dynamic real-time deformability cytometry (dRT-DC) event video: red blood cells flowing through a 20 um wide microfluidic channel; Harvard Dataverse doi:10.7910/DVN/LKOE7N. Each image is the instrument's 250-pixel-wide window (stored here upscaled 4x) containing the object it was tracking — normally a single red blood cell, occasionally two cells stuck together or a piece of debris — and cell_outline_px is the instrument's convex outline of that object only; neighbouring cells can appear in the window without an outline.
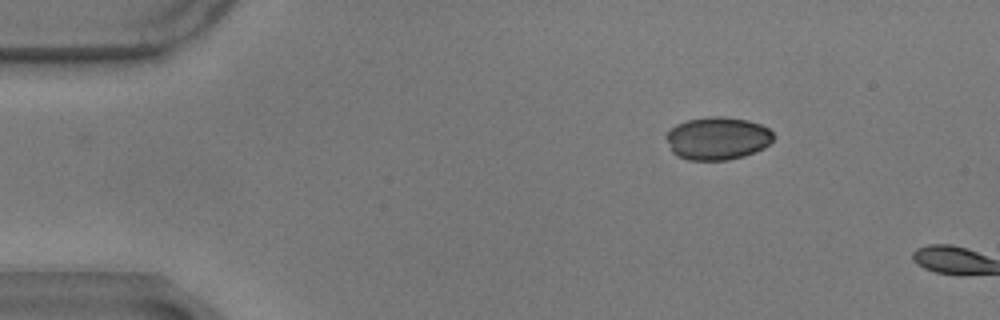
{"species": "common noctule bat (a hibernating species)", "species_latin": "Nyctalus noctula", "temperature_condition": "warm", "stored_images_in_passage": 3, "camera_frame_rate_fps": 3000, "um_per_image_px": 0.085, "animal": {"sex": "male", "body_mass_g": 17.9}, "frame": {"image": 1, "passage_image": 1, "time_ms": 0.0, "image_size_px": [1000, 320], "cell_outline_px": [[772, 140], [764, 148], [744, 156], [728, 160], [688, 160], [676, 156], [672, 152], [664, 136], [676, 124], [688, 120], [712, 116], [720, 116], [748, 120], [760, 124], [768, 128], [772, 132]], "centroid_in_image_um": [60.96, 11.77], "position_along_channel_um": 24.0, "area_um2": 26.76}}